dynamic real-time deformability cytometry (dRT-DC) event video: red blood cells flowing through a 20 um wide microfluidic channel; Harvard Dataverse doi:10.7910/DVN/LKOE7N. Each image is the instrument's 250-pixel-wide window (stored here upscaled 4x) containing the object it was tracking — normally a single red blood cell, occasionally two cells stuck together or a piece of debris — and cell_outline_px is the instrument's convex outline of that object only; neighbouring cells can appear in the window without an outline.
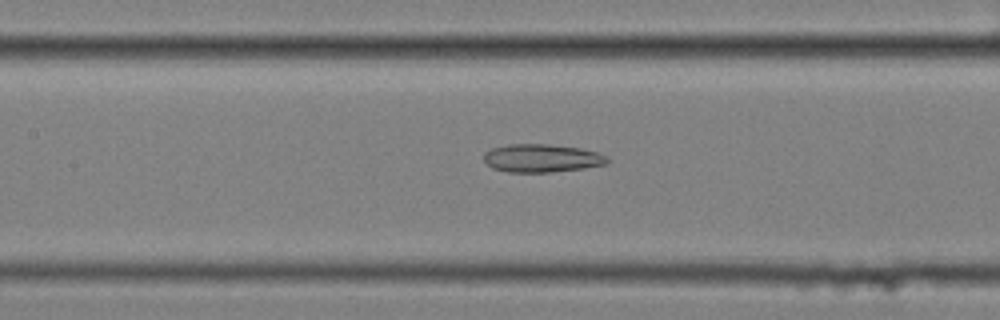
{"species": "common noctule bat (a hibernating species)", "species_latin": "Nyctalus noctula", "temperature_condition": "cold", "stored_images_in_passage": 58, "camera_frame_rate_fps": 3000, "um_per_image_px": 0.085, "animal": {"sex": "female", "body_mass_g": 25.1}, "frame": {"image": 1, "passage_image": 27, "time_ms": 8.667, "image_size_px": [1000, 320], "cell_outline_px": [[608, 164], [584, 168], [552, 172], [508, 172], [492, 168], [484, 160], [484, 152], [492, 148], [508, 144], [548, 144], [580, 148], [596, 152], [608, 156]], "centroid_in_image_um": [46.05, 13.44], "position_along_channel_um": 161.3, "area_um2": 20.29}}
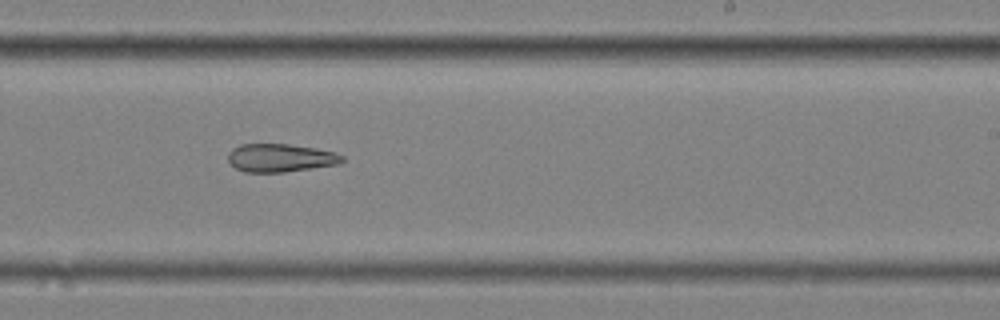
{"frame": {"image": 2, "passage_image": 36, "time_ms": 11.667, "image_size_px": [1000, 320], "cell_outline_px": [[344, 160], [340, 164], [284, 172], [244, 172], [236, 168], [228, 160], [228, 152], [232, 148], [240, 144], [288, 144], [316, 148], [336, 152], [344, 156]], "centroid_in_image_um": [23.85, 13.41], "position_along_channel_um": 265.2, "area_um2": 18.84}}
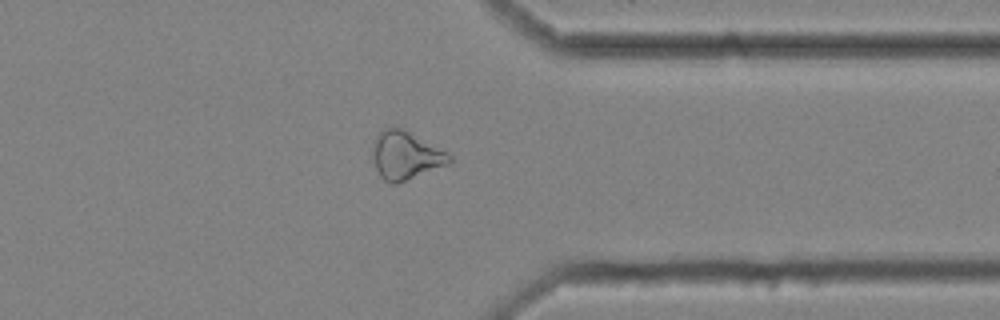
{"frame": {"image": 3, "passage_image": 46, "time_ms": 15.0, "image_size_px": [1000, 320], "cell_outline_px": [[452, 164], [396, 184], [392, 184], [384, 180], [380, 176], [376, 168], [372, 156], [372, 140], [384, 128], [404, 128], [448, 152], [452, 156]], "centroid_in_image_um": [34.5, 13.21], "position_along_channel_um": 376.9, "area_um2": 21.96}}